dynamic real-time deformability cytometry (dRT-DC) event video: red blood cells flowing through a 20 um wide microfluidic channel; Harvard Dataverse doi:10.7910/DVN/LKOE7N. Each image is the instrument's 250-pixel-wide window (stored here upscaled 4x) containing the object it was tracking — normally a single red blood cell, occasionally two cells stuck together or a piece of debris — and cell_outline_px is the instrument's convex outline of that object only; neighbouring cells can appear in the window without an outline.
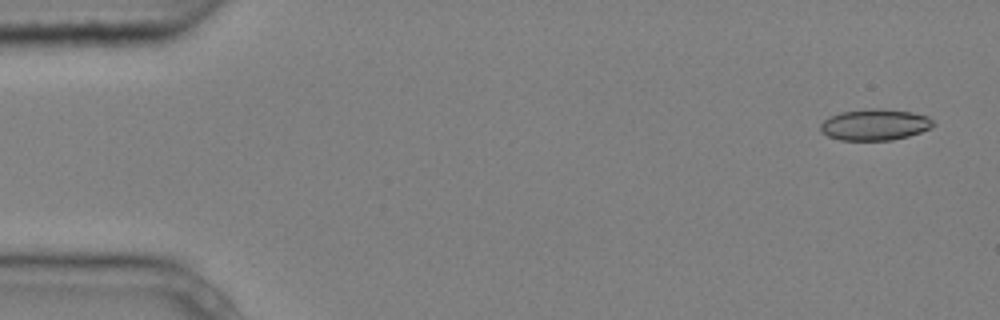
{"species": "common noctule bat (a hibernating species)", "species_latin": "Nyctalus noctula", "temperature_condition": "cold", "stored_images_in_passage": 5, "camera_frame_rate_fps": 3000, "um_per_image_px": 0.085, "animal": {"sex": "male", "body_mass_g": 20.4}, "frame": {"image": 1, "passage_image": 1, "time_ms": 0.0, "image_size_px": [1000, 320], "cell_outline_px": [[936, 124], [932, 128], [908, 136], [892, 140], [840, 140], [828, 136], [820, 132], [820, 124], [828, 116], [840, 112], [872, 108], [880, 108], [912, 112], [928, 116]], "centroid_in_image_um": [74.35, 10.59], "position_along_channel_um": 10.6, "area_um2": 20.75}}
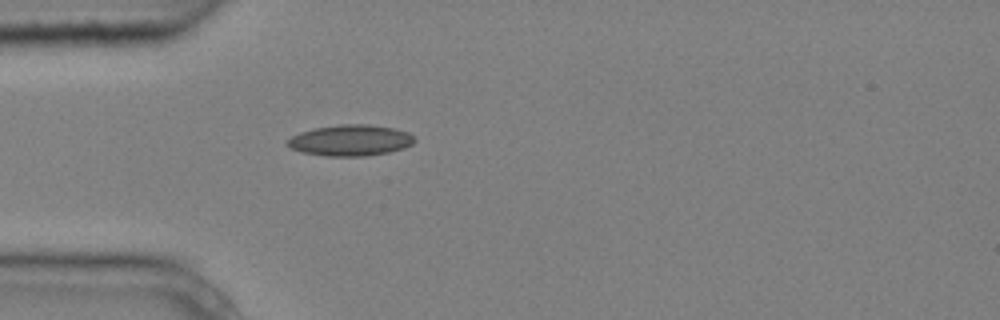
{"frame": {"image": 2, "passage_image": 5, "time_ms": 1.333, "image_size_px": [1000, 320], "cell_outline_px": [[416, 140], [412, 144], [404, 148], [388, 152], [364, 156], [324, 156], [304, 152], [292, 148], [288, 144], [288, 140], [292, 136], [300, 132], [316, 128], [340, 124], [368, 124], [392, 128], [408, 132]], "centroid_in_image_um": [29.81, 11.93], "position_along_channel_um": 55.2, "area_um2": 22.72}}